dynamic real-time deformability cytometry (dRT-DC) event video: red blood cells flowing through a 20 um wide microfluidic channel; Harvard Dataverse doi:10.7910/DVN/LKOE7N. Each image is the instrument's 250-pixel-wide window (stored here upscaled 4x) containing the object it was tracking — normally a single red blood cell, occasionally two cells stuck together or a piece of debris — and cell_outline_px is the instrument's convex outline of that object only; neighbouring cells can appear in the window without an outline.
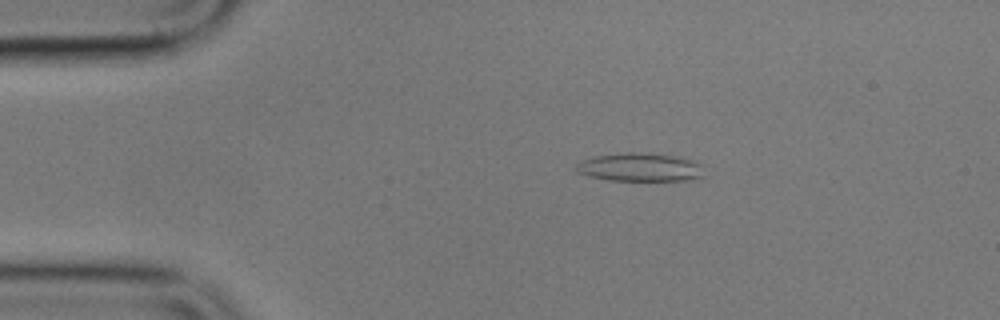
{"species": "common noctule bat (a hibernating species)", "species_latin": "Nyctalus noctula", "temperature_condition": "cold", "stored_images_in_passage": 5, "camera_frame_rate_fps": 3000, "um_per_image_px": 0.085, "animal": {"sex": "male", "body_mass_g": 17.9}, "frame": {"image": 1, "passage_image": 2, "time_ms": 1.0, "image_size_px": [1000, 320], "cell_outline_px": [[704, 176], [688, 180], [608, 180], [588, 176], [576, 172], [572, 168], [580, 160], [592, 156], [624, 152], [636, 152], [676, 156], [700, 164]], "centroid_in_image_um": [54.29, 14.21], "position_along_channel_um": 30.7, "area_um2": 21.21}}